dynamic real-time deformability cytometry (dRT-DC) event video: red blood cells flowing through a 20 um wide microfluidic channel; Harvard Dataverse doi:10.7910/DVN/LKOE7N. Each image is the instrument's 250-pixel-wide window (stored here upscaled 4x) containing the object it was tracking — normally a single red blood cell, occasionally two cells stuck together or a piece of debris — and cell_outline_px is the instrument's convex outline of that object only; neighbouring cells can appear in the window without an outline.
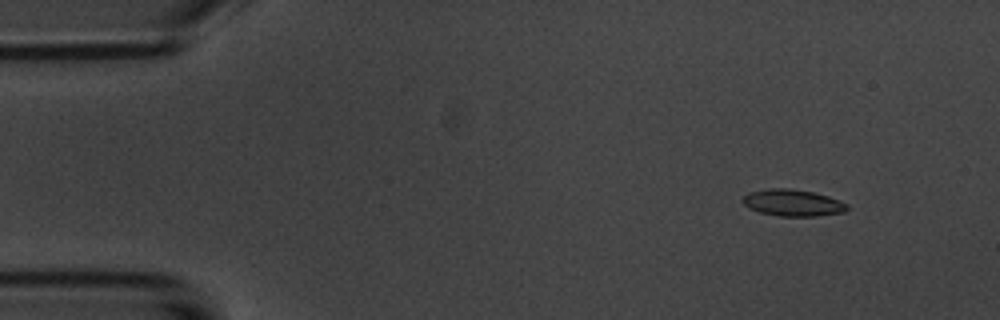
{"species": "common noctule bat (a hibernating species)", "species_latin": "Nyctalus noctula", "temperature_condition": "room temperature", "stored_images_in_passage": 5, "camera_frame_rate_fps": 3000, "um_per_image_px": 0.085, "animal": {"sex": "male", "body_mass_g": 20.1, "forearm_length_mm": 53.5}, "frame": {"image": 1, "passage_image": 2, "time_ms": 1.333, "image_size_px": [1000, 320], "cell_outline_px": [[848, 208], [844, 212], [816, 216], [780, 216], [760, 212], [748, 208], [740, 200], [748, 192], [768, 188], [788, 188], [812, 192], [828, 196], [840, 200], [848, 204]], "centroid_in_image_um": [67.36, 17.23], "position_along_channel_um": 17.6, "area_um2": 16.3}}
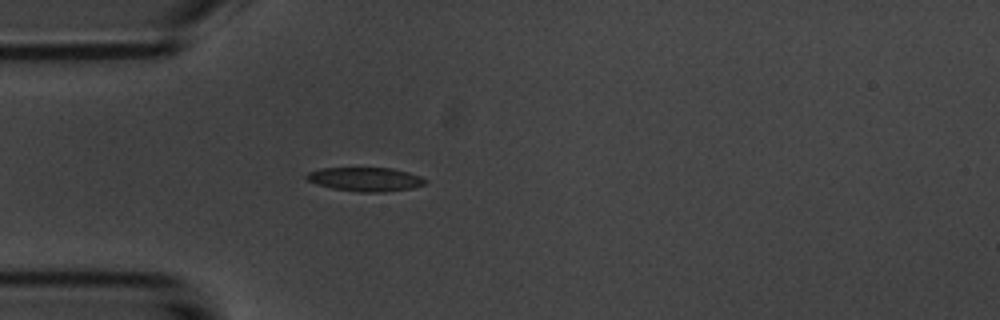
{"frame": {"image": 2, "passage_image": 5, "time_ms": 4.667, "image_size_px": [1000, 320], "cell_outline_px": [[428, 180], [424, 184], [412, 188], [384, 192], [356, 192], [332, 188], [316, 184], [308, 180], [304, 176], [308, 172], [320, 168], [392, 168], [408, 172], [420, 176]], "centroid_in_image_um": [31.04, 15.24], "position_along_channel_um": 54.0, "area_um2": 16.59}}